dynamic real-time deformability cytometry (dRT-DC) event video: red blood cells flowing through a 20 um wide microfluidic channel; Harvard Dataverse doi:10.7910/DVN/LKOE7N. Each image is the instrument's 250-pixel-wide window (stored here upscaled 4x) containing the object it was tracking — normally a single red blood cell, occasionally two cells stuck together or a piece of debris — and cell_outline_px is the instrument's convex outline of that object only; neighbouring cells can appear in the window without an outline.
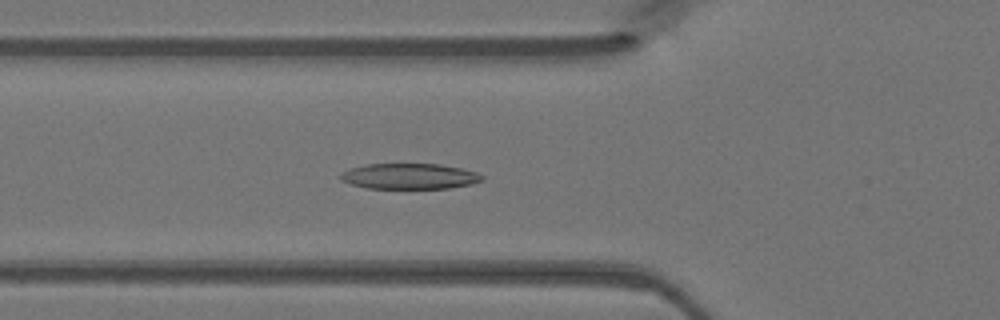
{"species": "Egyptian fruit bat (a non-hibernating species)", "species_latin": "Rousettus aegyptiacus", "temperature_condition": "warm", "stored_images_in_passage": 48, "camera_frame_rate_fps": 3000, "um_per_image_px": 0.085, "animal": {"sex": "female"}, "frame": {"image": 1, "passage_image": 17, "time_ms": 5.333, "image_size_px": [1000, 320], "cell_outline_px": [[484, 180], [472, 184], [448, 188], [368, 188], [352, 184], [340, 180], [340, 172], [352, 168], [368, 164], [440, 164], [460, 168], [476, 172], [484, 176]], "centroid_in_image_um": [34.82, 14.98], "position_along_channel_um": 91.0, "area_um2": 21.04}}
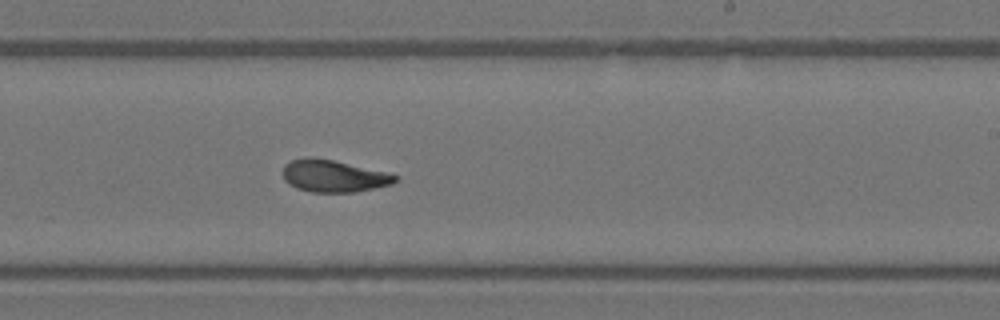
{"frame": {"image": 2, "passage_image": 29, "time_ms": 9.333, "image_size_px": [1000, 320], "cell_outline_px": [[400, 180], [392, 184], [356, 192], [312, 192], [296, 188], [288, 184], [284, 180], [284, 164], [292, 160], [332, 160], [384, 172], [400, 176]], "centroid_in_image_um": [28.41, 15.01], "position_along_channel_um": 260.6, "area_um2": 20.35}}
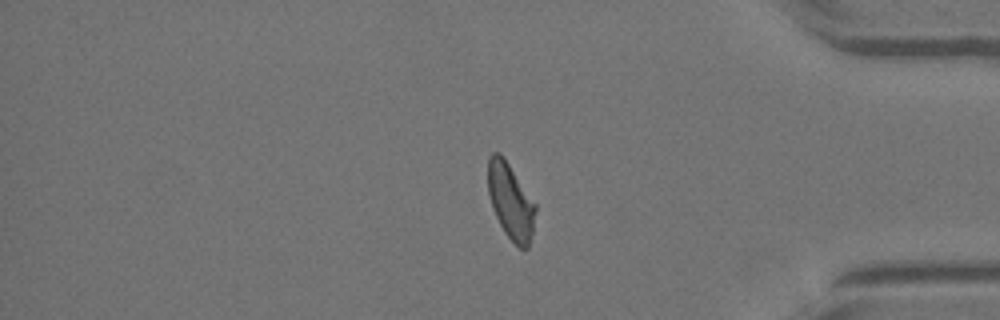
{"frame": {"image": 3, "passage_image": 40, "time_ms": 13.0, "image_size_px": [1000, 320], "cell_outline_px": [[536, 212], [532, 232], [528, 248], [520, 248], [504, 232], [496, 216], [488, 192], [488, 156], [492, 152], [500, 152], [504, 156], [536, 204]], "centroid_in_image_um": [43.4, 17.06], "position_along_channel_um": 391.8, "area_um2": 20.87}}